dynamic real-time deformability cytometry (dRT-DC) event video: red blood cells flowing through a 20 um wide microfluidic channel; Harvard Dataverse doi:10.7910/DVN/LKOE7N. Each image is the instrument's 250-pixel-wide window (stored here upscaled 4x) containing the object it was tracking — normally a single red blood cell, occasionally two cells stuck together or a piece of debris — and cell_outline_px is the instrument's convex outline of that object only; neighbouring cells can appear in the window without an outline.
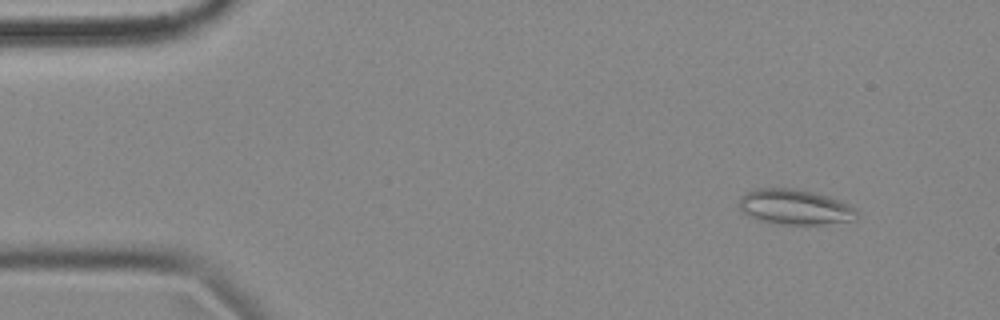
{"species": "common noctule bat (a hibernating species)", "species_latin": "Nyctalus noctula", "temperature_condition": "cold", "stored_images_in_passage": 4, "camera_frame_rate_fps": 3000, "um_per_image_px": 0.085, "animal": {"sex": "female", "body_mass_g": 18.4}, "frame": {"image": 1, "passage_image": 1, "time_ms": 0.0, "image_size_px": [1000, 320], "cell_outline_px": [[856, 220], [824, 224], [780, 224], [760, 220], [748, 216], [740, 212], [740, 196], [744, 192], [756, 188], [796, 188], [828, 196], [848, 204], [856, 208]], "centroid_in_image_um": [67.53, 17.59], "position_along_channel_um": 17.5, "area_um2": 24.28}}